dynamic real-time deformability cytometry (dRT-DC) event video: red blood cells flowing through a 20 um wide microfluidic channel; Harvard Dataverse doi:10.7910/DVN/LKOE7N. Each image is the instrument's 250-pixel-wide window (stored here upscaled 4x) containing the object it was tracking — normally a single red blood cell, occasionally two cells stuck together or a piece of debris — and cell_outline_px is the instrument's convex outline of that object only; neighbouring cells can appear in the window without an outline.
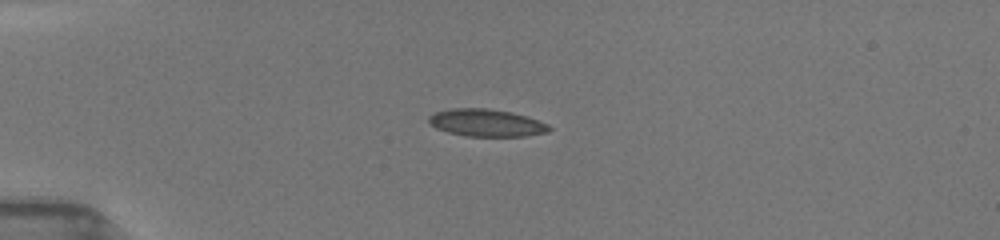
{"species": "common noctule bat (a hibernating species)", "species_latin": "Nyctalus noctula", "temperature_condition": "room temperature", "stored_images_in_passage": 37, "camera_frame_rate_fps": 3000, "um_per_image_px": 0.085, "animal": {"sex": "female", "body_mass_g": 19.5, "forearm_length_mm": 54.1}, "frame": {"image": 1, "passage_image": 1, "time_ms": 0.0, "image_size_px": [1000, 240], "cell_outline_px": [[552, 128], [548, 132], [524, 136], [464, 136], [448, 132], [436, 128], [428, 120], [428, 116], [432, 112], [452, 108], [488, 108], [512, 112], [528, 116], [548, 124]], "centroid_in_image_um": [41.34, 10.43], "position_along_channel_um": 43.7, "area_um2": 19.36}}
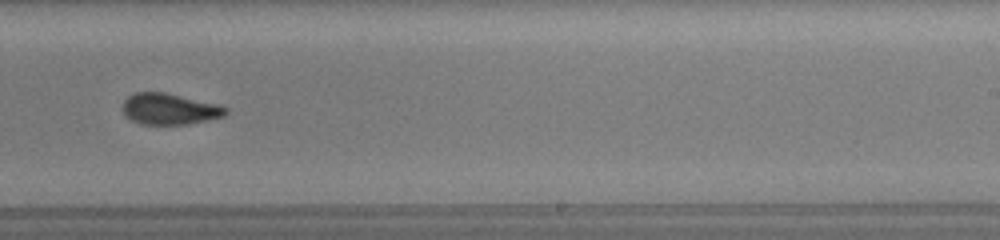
{"frame": {"image": 2, "passage_image": 23, "time_ms": 6.667, "image_size_px": [1000, 240], "cell_outline_px": [[228, 112], [224, 116], [208, 120], [188, 124], [140, 124], [124, 116], [124, 100], [128, 96], [136, 92], [164, 92], [220, 104], [228, 108]], "centroid_in_image_um": [14.44, 9.26], "position_along_channel_um": 274.6, "area_um2": 18.79}}
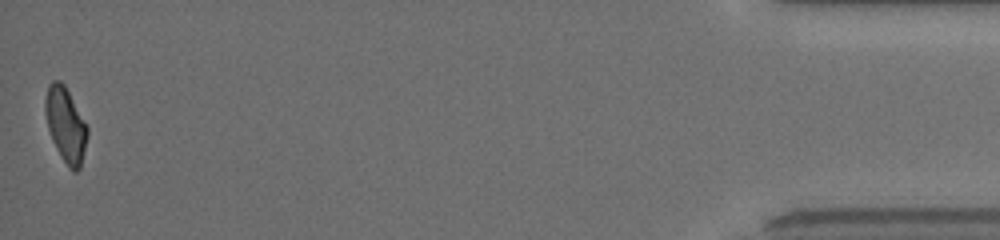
{"frame": {"image": 3, "passage_image": 37, "time_ms": 12.667, "image_size_px": [1000, 240], "cell_outline_px": [[88, 136], [80, 168], [76, 172], [72, 172], [68, 168], [60, 156], [52, 140], [48, 128], [44, 112], [44, 100], [48, 84], [52, 80], [60, 80], [64, 84], [88, 128]], "centroid_in_image_um": [5.56, 10.62], "position_along_channel_um": 429.6, "area_um2": 18.44}, "authors_computed_cell_mechanics": {"area_um2": 19.2474, "velocity_mm_per_s": 3.9751, "shape_relaxation_time_tau1_ms": 11.1771, "shape_relaxation_time_tau2_ms": 1.6944, "deformation_change_tau1": 0.2862, "deformation_change_tau2": 0.0664}}